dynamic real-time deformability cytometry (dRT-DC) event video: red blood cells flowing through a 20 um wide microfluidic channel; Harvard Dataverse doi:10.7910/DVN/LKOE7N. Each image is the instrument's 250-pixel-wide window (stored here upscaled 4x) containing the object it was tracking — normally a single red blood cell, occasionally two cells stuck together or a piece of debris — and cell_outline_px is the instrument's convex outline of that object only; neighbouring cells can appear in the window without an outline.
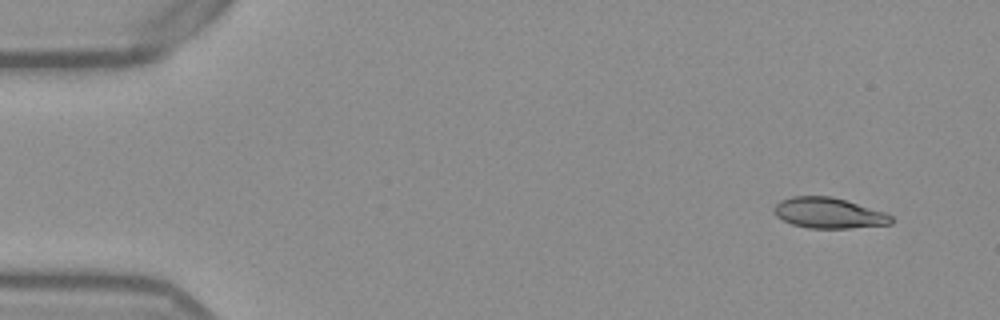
{"species": "Egyptian fruit bat (a non-hibernating species)", "species_latin": "Rousettus aegyptiacus", "temperature_condition": "warm", "stored_images_in_passage": 50, "camera_frame_rate_fps": 3000, "um_per_image_px": 0.085, "frame": {"image": 1, "passage_image": 1, "time_ms": 0.0, "image_size_px": [1000, 320], "cell_outline_px": [[892, 224], [848, 228], [808, 228], [792, 224], [776, 216], [772, 212], [772, 208], [780, 200], [792, 196], [832, 196], [884, 212], [892, 216]], "centroid_in_image_um": [70.4, 18.1], "position_along_channel_um": 14.6, "area_um2": 20.87}}
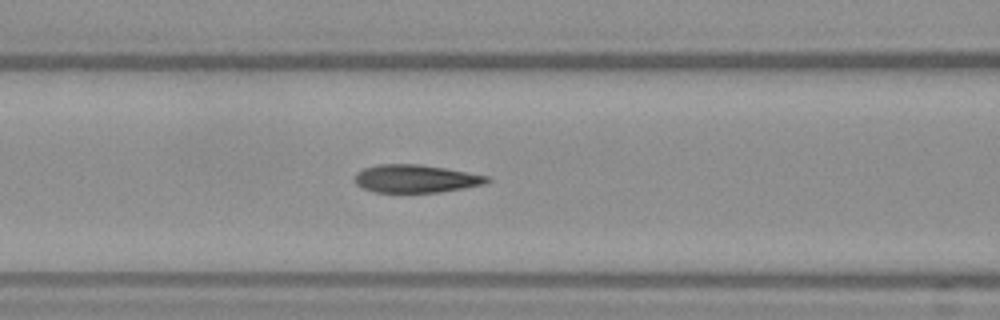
{"frame": {"image": 2, "passage_image": 19, "time_ms": 6.0, "image_size_px": [1000, 320], "cell_outline_px": [[492, 180], [484, 184], [464, 188], [440, 192], [376, 192], [364, 188], [356, 184], [356, 172], [364, 168], [380, 164], [420, 164], [444, 168], [488, 176]], "centroid_in_image_um": [35.35, 15.18], "position_along_channel_um": 131.2, "area_um2": 21.33}}
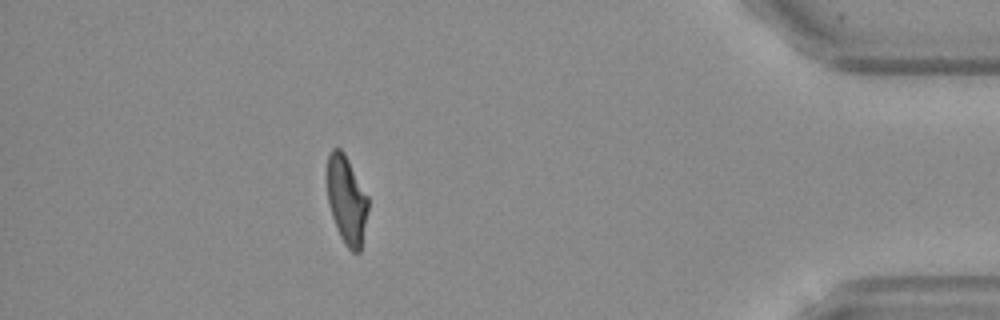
{"frame": {"image": 3, "passage_image": 44, "time_ms": 14.333, "image_size_px": [1000, 320], "cell_outline_px": [[368, 208], [360, 252], [352, 252], [344, 244], [336, 228], [328, 204], [324, 176], [328, 156], [332, 148], [340, 148], [344, 152], [368, 196]], "centroid_in_image_um": [29.41, 16.95], "position_along_channel_um": 405.8, "area_um2": 21.56}, "authors_computed_cell_mechanics": {"area_um2": 21.9062, "velocity_mm_per_s": 3.8707, "shape_relaxation_time_tau1_ms": null, "shape_relaxation_time_tau2_ms": 1.3075, "deformation_change_tau1": null, "deformation_change_tau2": 0.0811}}